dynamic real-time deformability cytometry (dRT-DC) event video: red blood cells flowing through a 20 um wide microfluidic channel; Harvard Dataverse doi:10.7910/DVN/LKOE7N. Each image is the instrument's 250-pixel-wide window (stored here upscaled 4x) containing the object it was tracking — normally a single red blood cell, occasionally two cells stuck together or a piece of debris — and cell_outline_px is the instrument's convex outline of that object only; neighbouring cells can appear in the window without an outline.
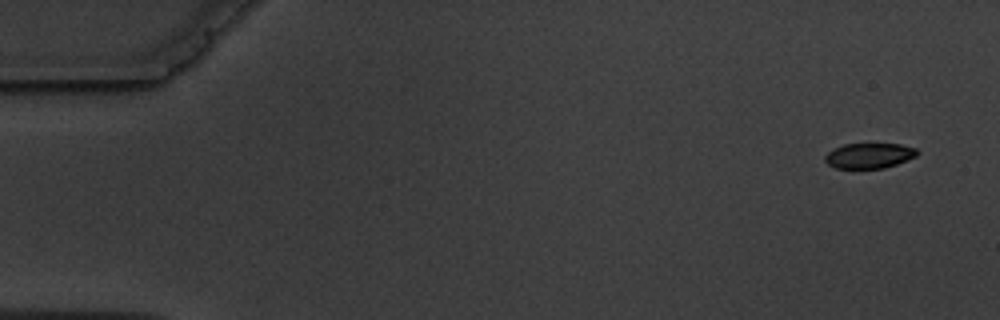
{"species": "common noctule bat (a hibernating species)", "species_latin": "Nyctalus noctula", "temperature_condition": "warm", "stored_images_in_passage": 5, "camera_frame_rate_fps": 3000, "um_per_image_px": 0.085, "animal": {"sex": "male", "body_mass_g": 19.5, "forearm_length_mm": 54.6}, "frame": {"image": 1, "passage_image": 1, "time_ms": 0.0, "image_size_px": [1000, 320], "cell_outline_px": [[920, 152], [916, 156], [896, 164], [884, 168], [836, 168], [828, 164], [824, 160], [824, 156], [828, 152], [844, 144], [900, 144], [916, 148]], "centroid_in_image_um": [73.89, 13.23], "position_along_channel_um": 11.1, "area_um2": 13.47}}
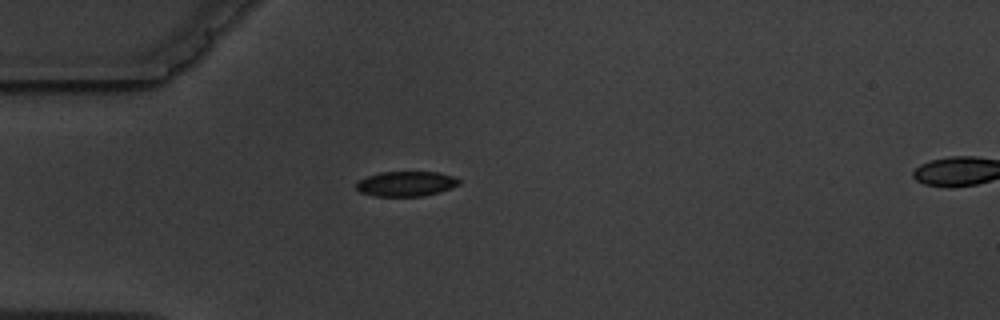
{"frame": {"image": 2, "passage_image": 4, "time_ms": 4.333, "image_size_px": [1000, 320], "cell_outline_px": [[460, 184], [452, 188], [440, 192], [424, 196], [372, 196], [360, 192], [356, 188], [356, 184], [360, 180], [368, 176], [380, 172], [440, 172], [452, 176], [460, 180]], "centroid_in_image_um": [34.54, 15.63], "position_along_channel_um": 50.5, "area_um2": 15.03}}